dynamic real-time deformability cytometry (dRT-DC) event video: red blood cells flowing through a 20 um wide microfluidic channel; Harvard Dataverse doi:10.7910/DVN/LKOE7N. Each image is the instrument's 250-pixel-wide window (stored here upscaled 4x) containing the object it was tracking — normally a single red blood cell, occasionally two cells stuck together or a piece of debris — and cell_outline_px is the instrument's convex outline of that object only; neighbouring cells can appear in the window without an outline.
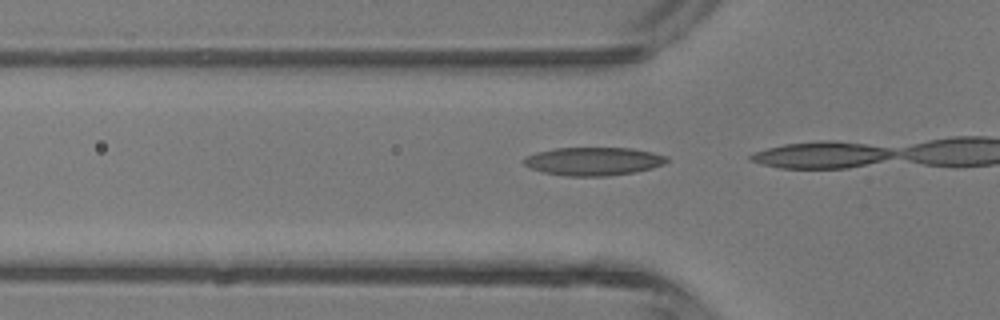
{"species": "common noctule bat (a hibernating species)", "species_latin": "Nyctalus noctula", "temperature_condition": "room temperature", "stored_images_in_passage": 5, "camera_frame_rate_fps": 3000, "um_per_image_px": 0.085, "animal": {"sex": "male", "body_mass_g": 13.3}, "frame": {"image": 1, "passage_image": 3, "time_ms": 0.667, "image_size_px": [1000, 320], "cell_outline_px": [[668, 160], [664, 164], [652, 168], [632, 172], [604, 176], [568, 176], [544, 172], [532, 168], [524, 164], [524, 160], [528, 156], [536, 152], [556, 148], [632, 148], [652, 152], [668, 156]], "centroid_in_image_um": [50.48, 13.7], "position_along_channel_um": 75.3, "area_um2": 23.24}}